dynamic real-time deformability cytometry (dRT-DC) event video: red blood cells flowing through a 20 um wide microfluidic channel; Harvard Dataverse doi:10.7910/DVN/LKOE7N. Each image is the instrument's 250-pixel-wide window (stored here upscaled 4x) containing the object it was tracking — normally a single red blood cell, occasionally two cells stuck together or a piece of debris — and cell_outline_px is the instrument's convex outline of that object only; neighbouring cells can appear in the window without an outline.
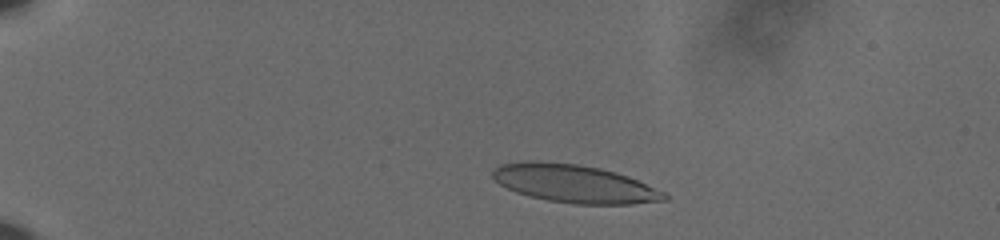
{"species": "human", "species_latin": "Homo sapiens", "temperature_condition": "cold", "stored_images_in_passage": 53, "camera_frame_rate_fps": 3000, "um_per_image_px": 0.085, "donor": {"sex": "male"}, "frame": {"image": 1, "passage_image": 8, "time_ms": 2.333, "image_size_px": [1000, 240], "cell_outline_px": [[668, 200], [632, 204], [576, 204], [548, 200], [528, 196], [516, 192], [500, 184], [492, 176], [492, 172], [500, 164], [528, 160], [536, 160], [576, 164], [600, 168], [616, 172], [628, 176], [664, 192], [668, 196]], "centroid_in_image_um": [48.82, 15.61], "position_along_channel_um": 36.2, "area_um2": 37.97}}
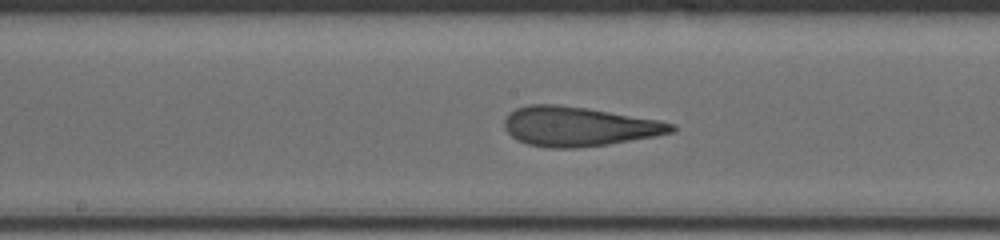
{"frame": {"image": 2, "passage_image": 28, "time_ms": 9.0, "image_size_px": [1000, 240], "cell_outline_px": [[676, 132], [656, 136], [608, 144], [576, 148], [548, 148], [528, 144], [516, 140], [504, 128], [504, 120], [516, 108], [528, 104], [552, 104], [588, 108], [660, 120], [676, 124]], "centroid_in_image_um": [49.22, 10.75], "position_along_channel_um": 199.0, "area_um2": 38.55}}
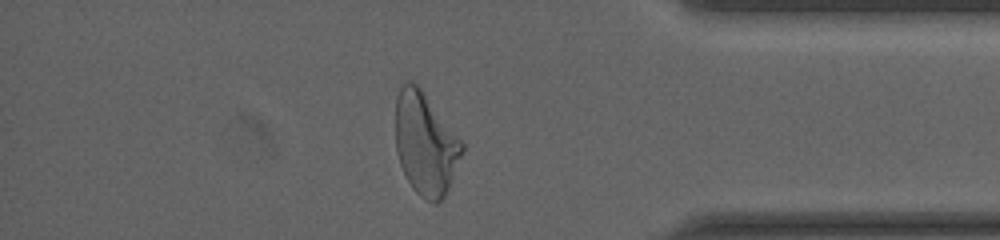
{"frame": {"image": 3, "passage_image": 46, "time_ms": 15.0, "image_size_px": [1000, 240], "cell_outline_px": [[464, 148], [448, 188], [444, 196], [436, 204], [432, 204], [424, 200], [412, 188], [400, 164], [396, 152], [396, 96], [400, 88], [408, 80], [416, 84], [420, 88], [464, 144]], "centroid_in_image_um": [36.14, 12.25], "position_along_channel_um": 399.1, "area_um2": 39.13}, "authors_computed_cell_mechanics": {"area_um2": 38.2058, "velocity_mm_per_s": 3.6167, "shape_relaxation_time_tau1_ms": 8.1889, "shape_relaxation_time_tau2_ms": 1.3942, "deformation_change_tau1": 0.2664, "deformation_change_tau2": 0.1125}}